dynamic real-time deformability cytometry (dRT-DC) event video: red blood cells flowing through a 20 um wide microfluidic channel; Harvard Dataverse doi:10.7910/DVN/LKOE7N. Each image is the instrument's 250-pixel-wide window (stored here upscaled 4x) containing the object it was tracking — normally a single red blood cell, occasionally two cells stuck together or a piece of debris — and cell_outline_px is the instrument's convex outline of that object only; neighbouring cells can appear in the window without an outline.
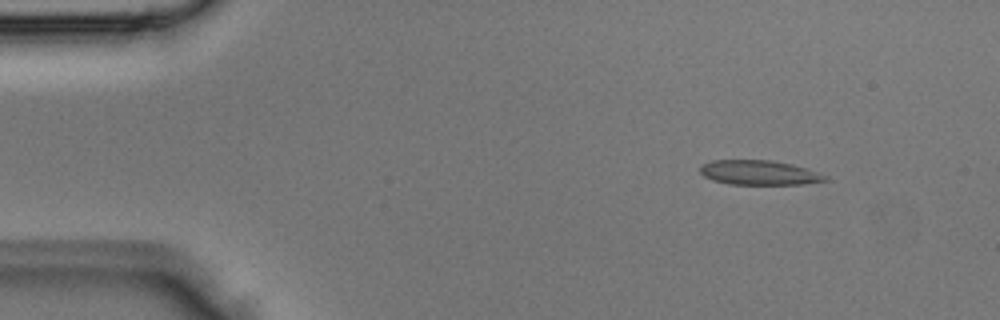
{"species": "Egyptian fruit bat (a non-hibernating species)", "species_latin": "Rousettus aegyptiacus", "temperature_condition": "room temperature", "stored_images_in_passage": 4, "camera_frame_rate_fps": 3000, "um_per_image_px": 0.085, "animal": {"sex": "male"}, "frame": {"image": 1, "passage_image": 1, "time_ms": 0.0, "image_size_px": [1000, 320], "cell_outline_px": [[832, 180], [804, 184], [728, 184], [712, 180], [704, 176], [700, 172], [700, 164], [712, 160], [772, 160], [792, 164], [828, 176]], "centroid_in_image_um": [64.52, 14.67], "position_along_channel_um": 20.5, "area_um2": 18.03}}